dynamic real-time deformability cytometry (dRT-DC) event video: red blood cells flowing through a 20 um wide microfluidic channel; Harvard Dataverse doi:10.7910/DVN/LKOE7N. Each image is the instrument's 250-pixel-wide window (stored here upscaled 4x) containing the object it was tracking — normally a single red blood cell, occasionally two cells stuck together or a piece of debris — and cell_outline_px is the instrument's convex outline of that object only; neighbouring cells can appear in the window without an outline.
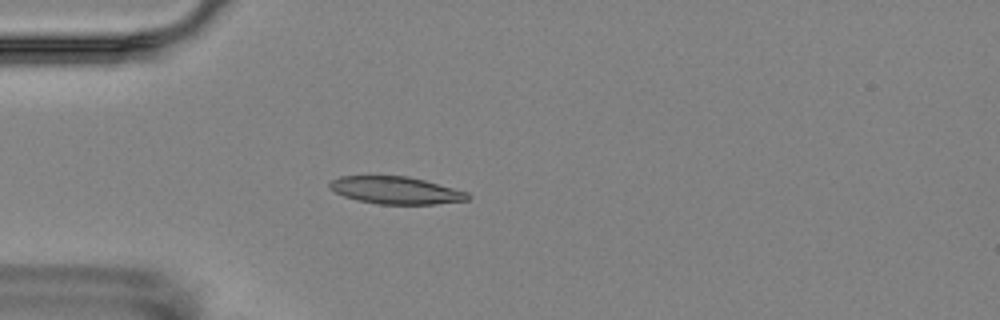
{"species": "Egyptian fruit bat (a non-hibernating species)", "species_latin": "Rousettus aegyptiacus", "temperature_condition": "room temperature", "stored_images_in_passage": 5, "camera_frame_rate_fps": 3000, "um_per_image_px": 0.085, "animal": {"sex": "female"}, "frame": {"image": 1, "passage_image": 5, "time_ms": 4.333, "image_size_px": [1000, 320], "cell_outline_px": [[472, 196], [468, 200], [436, 204], [380, 204], [356, 200], [344, 196], [328, 188], [328, 184], [332, 180], [340, 176], [408, 176], [424, 180], [468, 192]], "centroid_in_image_um": [33.65, 16.18], "position_along_channel_um": 51.4, "area_um2": 22.02}}